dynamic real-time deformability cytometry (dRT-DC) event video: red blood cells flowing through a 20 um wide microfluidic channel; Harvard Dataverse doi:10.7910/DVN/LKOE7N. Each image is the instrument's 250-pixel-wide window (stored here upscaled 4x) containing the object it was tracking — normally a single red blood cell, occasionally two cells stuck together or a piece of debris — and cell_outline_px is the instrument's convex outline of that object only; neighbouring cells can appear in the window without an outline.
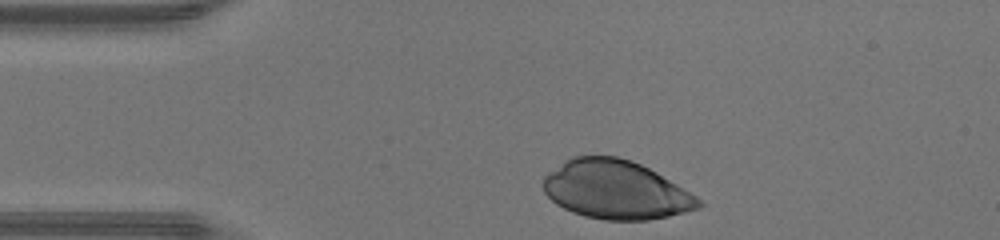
{"species": "human", "species_latin": "Homo sapiens", "temperature_condition": "warm", "stored_images_in_passage": 28, "camera_frame_rate_fps": 3000, "um_per_image_px": 0.085, "donor": {"sex": "male"}, "frame": {"image": 1, "passage_image": 1, "time_ms": 0.0, "image_size_px": [1000, 240], "cell_outline_px": [[704, 204], [696, 208], [684, 212], [668, 216], [648, 220], [604, 220], [584, 216], [572, 212], [556, 204], [544, 192], [544, 176], [548, 172], [564, 160], [572, 156], [616, 156], [632, 160], [656, 172], [696, 196]], "centroid_in_image_um": [52.31, 16.13], "position_along_channel_um": 32.7, "area_um2": 52.83}}
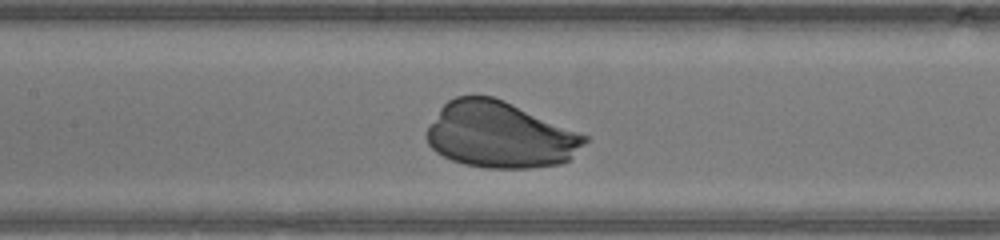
{"frame": {"image": 2, "passage_image": 13, "time_ms": 4.0, "image_size_px": [1000, 240], "cell_outline_px": [[588, 140], [568, 160], [560, 164], [532, 168], [484, 168], [464, 164], [452, 160], [436, 152], [428, 144], [424, 136], [424, 132], [440, 108], [448, 100], [456, 96], [492, 96], [504, 100], [588, 136]], "centroid_in_image_um": [42.45, 11.47], "position_along_channel_um": 164.9, "area_um2": 60.92}}
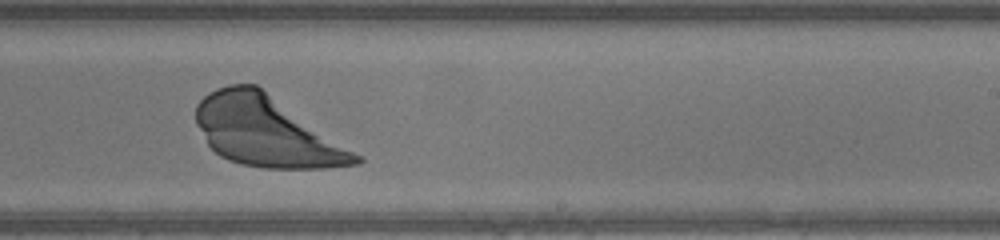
{"frame": {"image": 3, "passage_image": 20, "time_ms": 6.333, "image_size_px": [1000, 240], "cell_outline_px": [[364, 160], [360, 164], [324, 168], [264, 168], [244, 164], [228, 160], [220, 156], [208, 144], [196, 124], [196, 104], [208, 92], [216, 88], [228, 84], [256, 84], [360, 156]], "centroid_in_image_um": [22.59, 11.17], "position_along_channel_um": 266.4, "area_um2": 64.27}}